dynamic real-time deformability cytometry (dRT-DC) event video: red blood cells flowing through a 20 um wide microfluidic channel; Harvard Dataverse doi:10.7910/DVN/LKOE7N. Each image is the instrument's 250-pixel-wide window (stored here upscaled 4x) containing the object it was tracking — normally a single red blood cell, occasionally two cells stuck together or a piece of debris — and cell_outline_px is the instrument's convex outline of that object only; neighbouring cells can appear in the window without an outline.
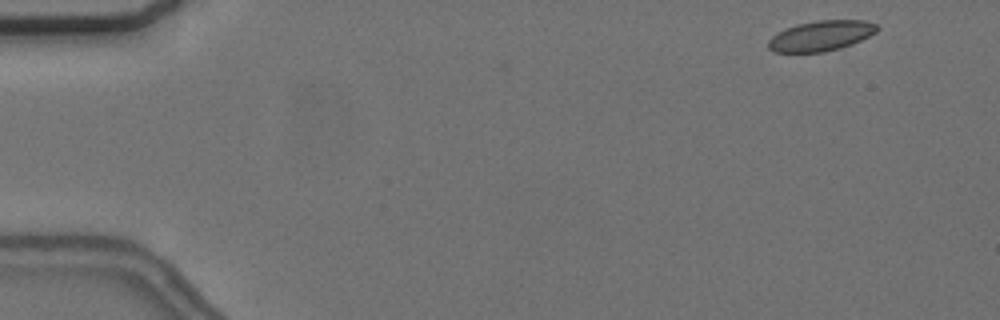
{"species": "common noctule bat (a hibernating species)", "species_latin": "Nyctalus noctula", "temperature_condition": "cold", "stored_images_in_passage": 8, "camera_frame_rate_fps": 3000, "um_per_image_px": 0.085, "animal": {"sex": "female", "body_mass_g": 24.6, "forearm_length_mm": 56.2}, "frame": {"image": 1, "passage_image": 1, "time_ms": 0.0, "image_size_px": [1000, 320], "cell_outline_px": [[880, 28], [876, 32], [852, 44], [840, 48], [824, 52], [772, 52], [768, 48], [768, 40], [776, 32], [796, 24], [816, 20], [864, 20], [876, 24]], "centroid_in_image_um": [69.76, 3.04], "position_along_channel_um": 15.2, "area_um2": 19.31}}
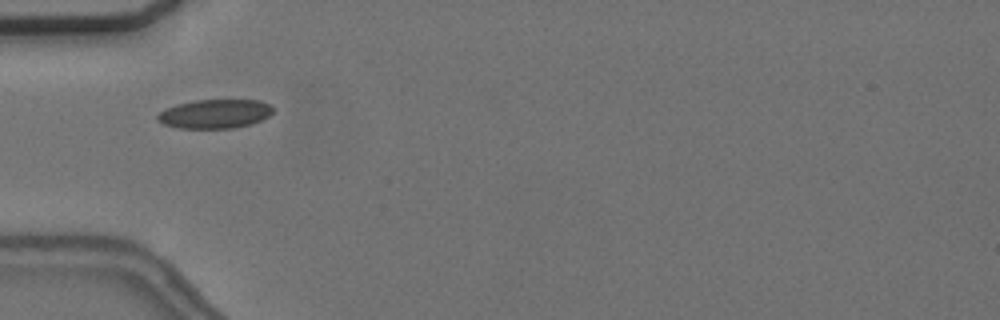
{"frame": {"image": 2, "passage_image": 4, "time_ms": 4.667, "image_size_px": [1000, 320], "cell_outline_px": [[272, 112], [264, 120], [252, 124], [236, 128], [180, 128], [164, 124], [156, 120], [156, 116], [164, 108], [176, 104], [196, 100], [260, 100], [272, 104]], "centroid_in_image_um": [18.28, 9.67], "position_along_channel_um": 66.7, "area_um2": 19.77}}